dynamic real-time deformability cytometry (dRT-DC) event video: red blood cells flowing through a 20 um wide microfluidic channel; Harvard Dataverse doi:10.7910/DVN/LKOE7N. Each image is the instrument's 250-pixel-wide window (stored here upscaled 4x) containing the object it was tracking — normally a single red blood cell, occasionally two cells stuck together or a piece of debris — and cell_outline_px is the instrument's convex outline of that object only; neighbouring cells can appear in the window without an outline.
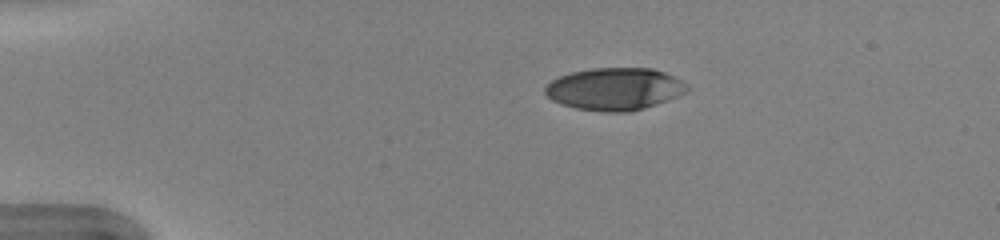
{"species": "human", "species_latin": "Homo sapiens", "temperature_condition": "warm", "stored_images_in_passage": 41, "camera_frame_rate_fps": 3000, "um_per_image_px": 0.085, "donor": {"sex": "female"}, "frame": {"image": 1, "passage_image": 1, "time_ms": 0.0, "image_size_px": [1000, 240], "cell_outline_px": [[688, 92], [656, 104], [644, 108], [628, 112], [604, 112], [576, 108], [560, 104], [552, 100], [544, 92], [544, 88], [552, 80], [560, 76], [572, 72], [592, 68], [652, 68], [664, 72], [688, 84]], "centroid_in_image_um": [52.24, 7.56], "position_along_channel_um": 32.8, "area_um2": 34.97}}
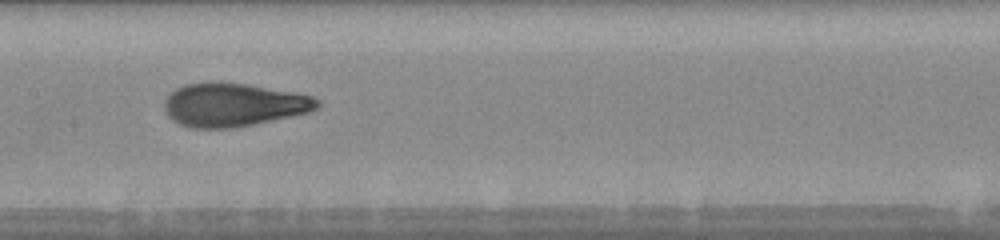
{"frame": {"image": 2, "passage_image": 17, "time_ms": 5.333, "image_size_px": [1000, 240], "cell_outline_px": [[320, 108], [308, 112], [252, 124], [228, 128], [188, 128], [172, 120], [168, 116], [164, 108], [164, 100], [176, 88], [188, 84], [212, 80], [216, 80], [248, 84], [296, 92], [312, 96], [320, 100]], "centroid_in_image_um": [19.83, 8.88], "position_along_channel_um": 187.6, "area_um2": 38.96}}
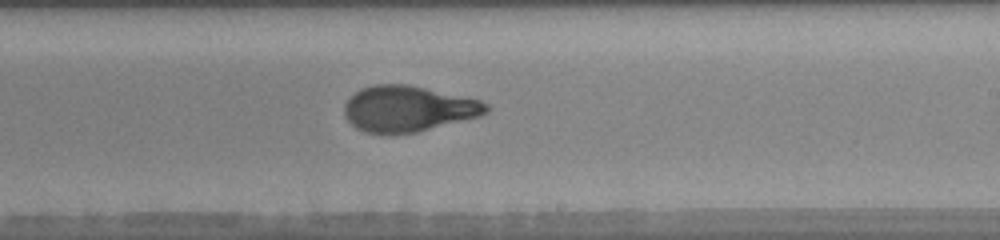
{"frame": {"image": 3, "passage_image": 22, "time_ms": 7.0, "image_size_px": [1000, 240], "cell_outline_px": [[492, 108], [488, 112], [480, 116], [416, 132], [364, 132], [356, 128], [344, 116], [344, 104], [360, 88], [376, 84], [404, 84], [424, 88], [480, 100], [488, 104]], "centroid_in_image_um": [34.7, 9.23], "position_along_channel_um": 254.3, "area_um2": 37.34}, "authors_computed_cell_mechanics": {"area_um2": 37.8012, "velocity_mm_per_s": 4.0191, "shape_relaxation_time_tau1_ms": 4.2868, "shape_relaxation_time_tau2_ms": 0.9619, "deformation_change_tau1": 0.2016, "deformation_change_tau2": 0.0816}}